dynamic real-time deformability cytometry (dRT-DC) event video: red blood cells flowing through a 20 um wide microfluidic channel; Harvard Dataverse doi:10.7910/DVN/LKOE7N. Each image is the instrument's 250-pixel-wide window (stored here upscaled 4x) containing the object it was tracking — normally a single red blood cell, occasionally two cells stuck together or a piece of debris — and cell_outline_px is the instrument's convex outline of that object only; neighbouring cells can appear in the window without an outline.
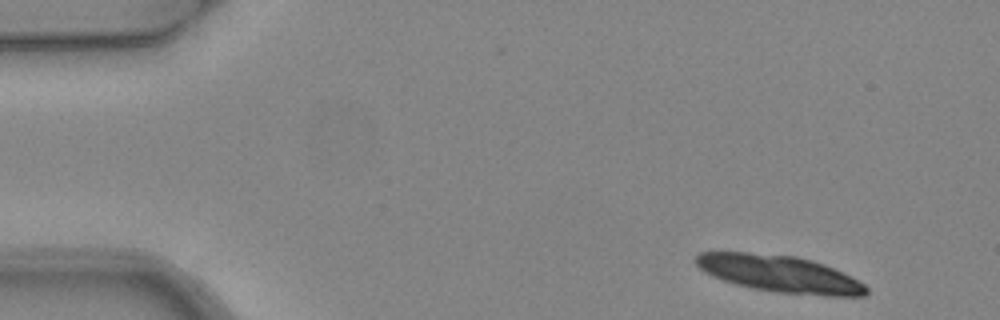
{"species": "common noctule bat (a hibernating species)", "species_latin": "Nyctalus noctula", "temperature_condition": "warm", "stored_images_in_passage": 3, "camera_frame_rate_fps": 3000, "um_per_image_px": 0.085, "animal": {"sex": "female", "body_mass_g": 24.6, "forearm_length_mm": 56.2}, "frame": {"image": 1, "passage_image": 1, "time_ms": 0.0, "image_size_px": [1000, 320], "cell_outline_px": [[868, 292], [864, 296], [824, 296], [776, 292], [752, 288], [736, 284], [712, 276], [704, 272], [696, 264], [696, 256], [700, 252], [748, 252], [796, 256], [812, 260], [824, 264], [864, 284], [868, 288]], "centroid_in_image_um": [66.25, 23.27], "position_along_channel_um": 18.7, "area_um2": 36.41}}